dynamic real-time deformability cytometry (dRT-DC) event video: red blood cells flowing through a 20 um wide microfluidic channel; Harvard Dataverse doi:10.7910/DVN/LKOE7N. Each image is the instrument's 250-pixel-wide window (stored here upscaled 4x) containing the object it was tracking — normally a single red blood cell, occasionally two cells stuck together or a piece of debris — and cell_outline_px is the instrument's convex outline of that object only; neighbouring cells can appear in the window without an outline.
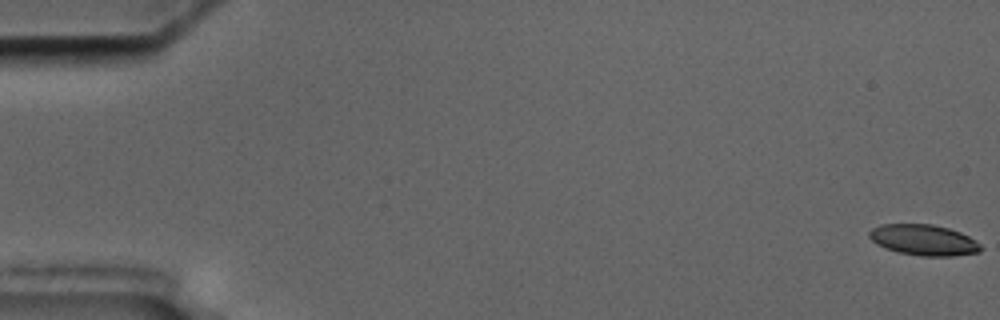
{"species": "common noctule bat (a hibernating species)", "species_latin": "Nyctalus noctula", "temperature_condition": "cold", "stored_images_in_passage": 18, "camera_frame_rate_fps": 3000, "um_per_image_px": 0.085, "animal": {"sex": "male", "body_mass_g": 17.5, "forearm_length_mm": 52.3}, "frame": {"image": 1, "passage_image": 1, "time_ms": 0.0, "image_size_px": [1000, 320], "cell_outline_px": [[984, 248], [980, 252], [956, 256], [920, 256], [896, 252], [884, 248], [876, 244], [868, 236], [868, 232], [872, 228], [880, 224], [932, 224], [948, 228], [960, 232], [976, 240]], "centroid_in_image_um": [78.51, 20.41], "position_along_channel_um": 6.5, "area_um2": 20.35}}